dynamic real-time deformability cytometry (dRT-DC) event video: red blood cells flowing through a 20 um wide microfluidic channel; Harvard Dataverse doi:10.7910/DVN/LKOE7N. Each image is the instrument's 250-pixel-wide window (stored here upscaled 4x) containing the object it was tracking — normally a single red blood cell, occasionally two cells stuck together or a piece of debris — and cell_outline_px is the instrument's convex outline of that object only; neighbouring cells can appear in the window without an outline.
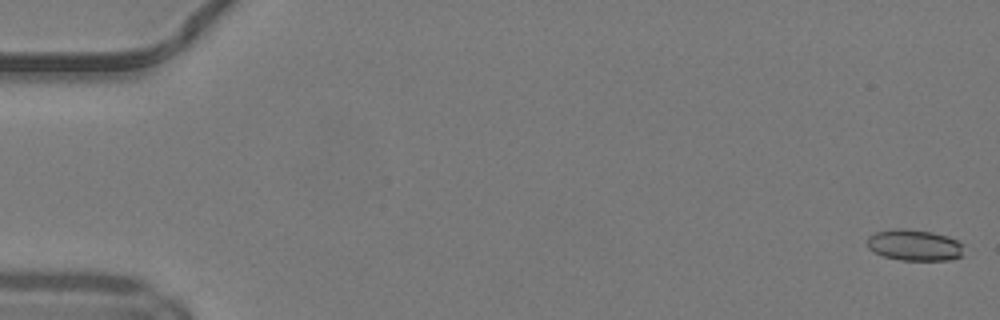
{"species": "common noctule bat (a hibernating species)", "species_latin": "Nyctalus noctula", "temperature_condition": "warm", "stored_images_in_passage": 50, "camera_frame_rate_fps": 3000, "um_per_image_px": 0.085, "animal": {"sex": "male", "body_mass_g": 19.2, "forearm_length_mm": 51.8}, "frame": {"image": 1, "passage_image": 1, "time_ms": 0.0, "image_size_px": [1000, 320], "cell_outline_px": [[960, 256], [948, 260], [900, 260], [884, 256], [868, 248], [868, 236], [876, 232], [900, 228], [908, 228], [932, 232], [948, 236], [956, 240], [960, 244]], "centroid_in_image_um": [77.68, 20.82], "position_along_channel_um": 7.3, "area_um2": 17.22}}
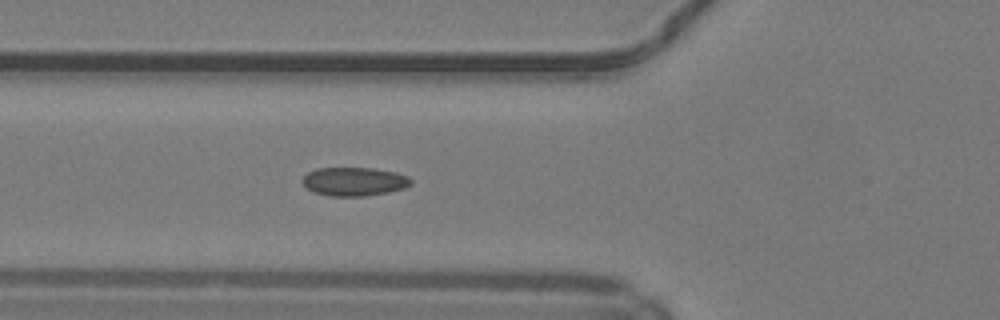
{"frame": {"image": 2, "passage_image": 19, "time_ms": 6.0, "image_size_px": [1000, 320], "cell_outline_px": [[412, 184], [404, 188], [388, 192], [364, 196], [328, 196], [316, 192], [308, 188], [300, 180], [308, 172], [316, 168], [372, 168], [396, 172], [408, 176], [412, 180]], "centroid_in_image_um": [30.12, 15.42], "position_along_channel_um": 95.7, "area_um2": 18.09}}
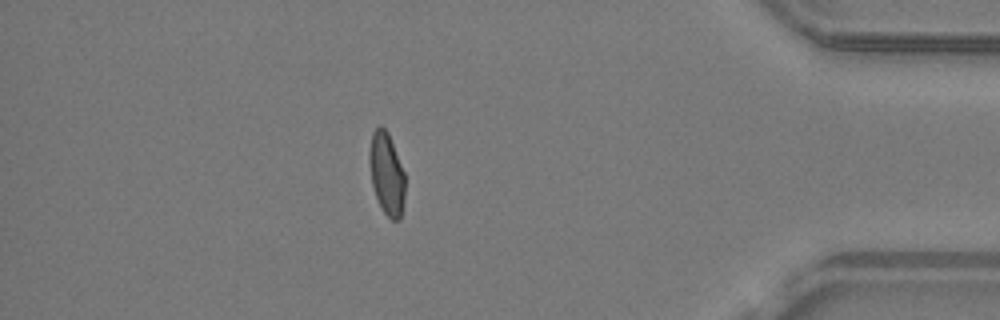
{"frame": {"image": 3, "passage_image": 44, "time_ms": 14.333, "image_size_px": [1000, 320], "cell_outline_px": [[404, 200], [400, 220], [392, 220], [384, 212], [376, 196], [372, 184], [368, 160], [368, 152], [372, 132], [380, 124], [388, 132], [404, 172]], "centroid_in_image_um": [32.84, 14.74], "position_along_channel_um": 402.4, "area_um2": 17.05}, "authors_computed_cell_mechanics": {"area_um2": 17.6868, "velocity_mm_per_s": 4.1665, "shape_relaxation_time_tau1_ms": null, "shape_relaxation_time_tau2_ms": 0.945, "deformation_change_tau1": null, "deformation_change_tau2": 0.0611}}